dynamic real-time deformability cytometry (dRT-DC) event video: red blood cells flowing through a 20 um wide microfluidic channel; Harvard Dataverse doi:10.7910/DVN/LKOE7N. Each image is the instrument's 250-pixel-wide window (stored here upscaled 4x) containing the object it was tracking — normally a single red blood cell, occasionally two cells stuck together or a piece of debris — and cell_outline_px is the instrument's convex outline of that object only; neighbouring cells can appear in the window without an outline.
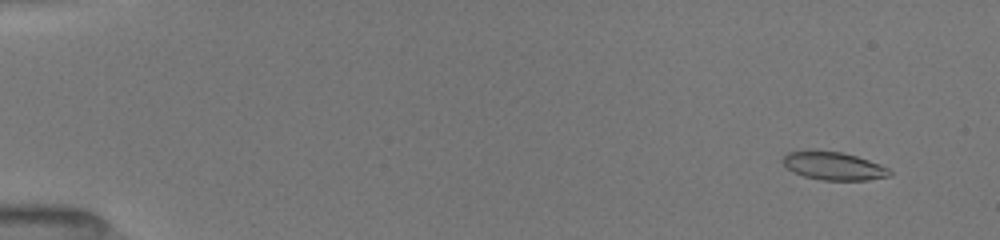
{"species": "common noctule bat (a hibernating species)", "species_latin": "Nyctalus noctula", "temperature_condition": "room temperature", "stored_images_in_passage": 87, "camera_frame_rate_fps": 3000, "um_per_image_px": 0.085, "animal": {"sex": "female", "body_mass_g": 19.5, "forearm_length_mm": 54.1}, "frame": {"image": 1, "passage_image": 4, "time_ms": 1.0, "image_size_px": [1000, 240], "cell_outline_px": [[892, 176], [868, 180], [824, 180], [804, 176], [792, 172], [780, 160], [788, 152], [808, 148], [812, 148], [840, 152], [856, 156], [880, 164], [888, 168], [892, 172]], "centroid_in_image_um": [70.81, 14.08], "position_along_channel_um": 14.2, "area_um2": 17.92}}
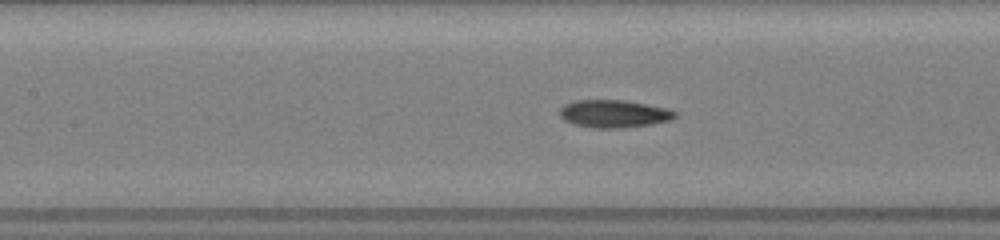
{"frame": {"image": 2, "passage_image": 37, "time_ms": 8.0, "image_size_px": [1000, 240], "cell_outline_px": [[676, 116], [672, 120], [652, 124], [624, 128], [592, 128], [572, 124], [564, 120], [560, 116], [560, 108], [564, 104], [576, 100], [624, 100], [668, 108], [676, 112]], "centroid_in_image_um": [52.18, 9.67], "position_along_channel_um": 155.2, "area_um2": 18.79}}
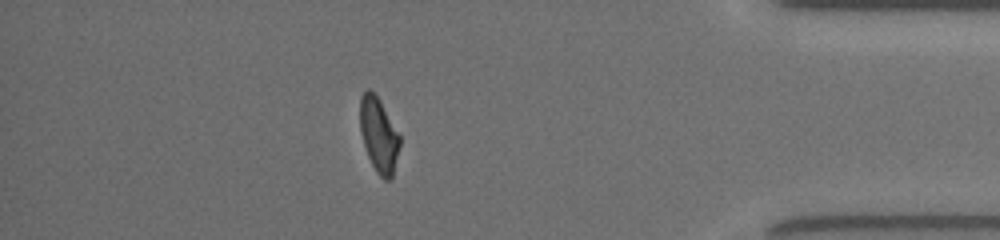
{"frame": {"image": 3, "passage_image": 75, "time_ms": 15.0, "image_size_px": [1000, 240], "cell_outline_px": [[400, 144], [392, 176], [388, 180], [384, 180], [376, 172], [368, 156], [360, 132], [360, 96], [368, 88], [380, 100], [400, 136]], "centroid_in_image_um": [32.18, 11.47], "position_along_channel_um": 403.0, "area_um2": 17.05}, "authors_computed_cell_mechanics": {"area_um2": 18.1492, "velocity_mm_per_s": 4.0135, "shape_relaxation_time_tau1_ms": 6.2151, "shape_relaxation_time_tau2_ms": 2.0383, "deformation_change_tau1": 0.2051, "deformation_change_tau2": 0.0826}}